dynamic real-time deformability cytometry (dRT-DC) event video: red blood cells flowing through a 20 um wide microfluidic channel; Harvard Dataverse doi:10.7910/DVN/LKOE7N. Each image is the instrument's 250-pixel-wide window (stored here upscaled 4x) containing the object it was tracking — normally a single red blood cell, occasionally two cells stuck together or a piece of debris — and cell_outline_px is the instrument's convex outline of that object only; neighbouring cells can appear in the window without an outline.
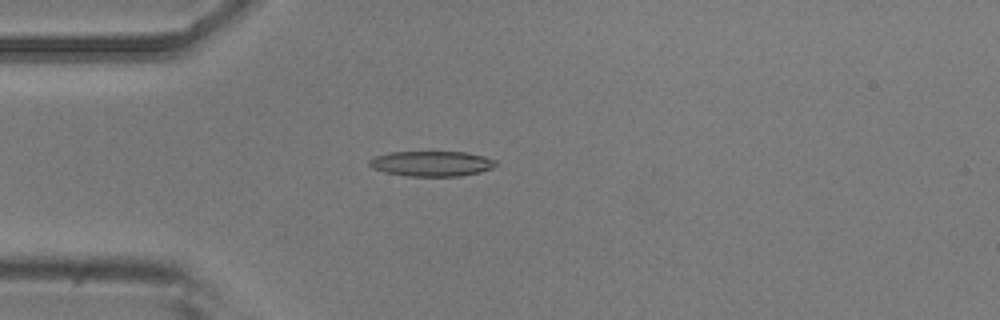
{"species": "common noctule bat (a hibernating species)", "species_latin": "Nyctalus noctula", "temperature_condition": "room temperature", "stored_images_in_passage": 51, "camera_frame_rate_fps": 3000, "um_per_image_px": 0.085, "animal": {"sex": "male", "body_mass_g": 20.5, "forearm_length_mm": 52.5}, "frame": {"image": 1, "passage_image": 14, "time_ms": 4.333, "image_size_px": [1000, 320], "cell_outline_px": [[496, 164], [492, 168], [480, 172], [460, 176], [408, 176], [384, 172], [372, 168], [368, 164], [368, 160], [376, 156], [392, 152], [464, 152], [484, 156], [496, 160]], "centroid_in_image_um": [36.68, 13.91], "position_along_channel_um": 48.3, "area_um2": 18.55}}
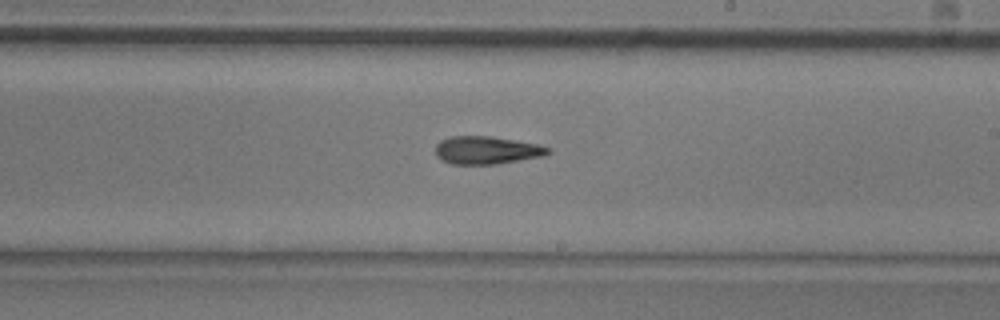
{"frame": {"image": 2, "passage_image": 30, "time_ms": 9.667, "image_size_px": [1000, 320], "cell_outline_px": [[552, 152], [544, 156], [500, 164], [452, 164], [440, 160], [436, 156], [436, 144], [440, 140], [448, 136], [492, 136], [536, 144], [552, 148]], "centroid_in_image_um": [41.37, 12.77], "position_along_channel_um": 247.6, "area_um2": 18.55}}
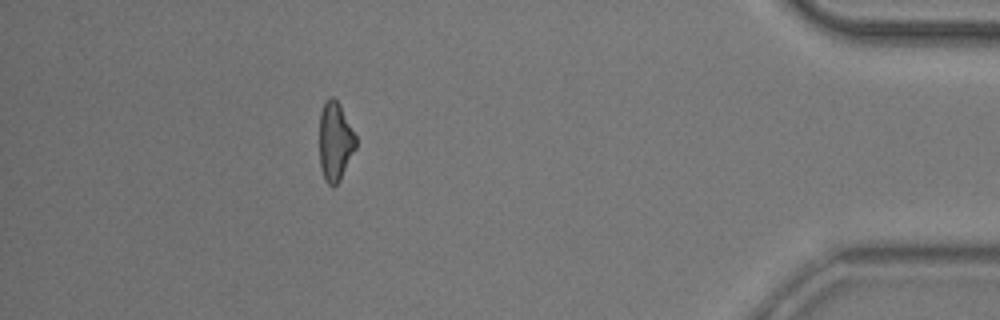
{"frame": {"image": 3, "passage_image": 46, "time_ms": 15.0, "image_size_px": [1000, 320], "cell_outline_px": [[356, 148], [340, 180], [332, 188], [324, 180], [320, 168], [320, 112], [324, 100], [328, 96], [332, 96], [340, 104], [356, 136]], "centroid_in_image_um": [28.48, 12.01], "position_along_channel_um": 406.7, "area_um2": 16.94}, "authors_computed_cell_mechanics": {"area_um2": 18.2648, "velocity_mm_per_s": 3.9464, "shape_relaxation_time_tau1_ms": 7.4849, "shape_relaxation_time_tau2_ms": 7.4291, "deformation_change_tau1": 0.1827, "deformation_change_tau2": 0.2211}}